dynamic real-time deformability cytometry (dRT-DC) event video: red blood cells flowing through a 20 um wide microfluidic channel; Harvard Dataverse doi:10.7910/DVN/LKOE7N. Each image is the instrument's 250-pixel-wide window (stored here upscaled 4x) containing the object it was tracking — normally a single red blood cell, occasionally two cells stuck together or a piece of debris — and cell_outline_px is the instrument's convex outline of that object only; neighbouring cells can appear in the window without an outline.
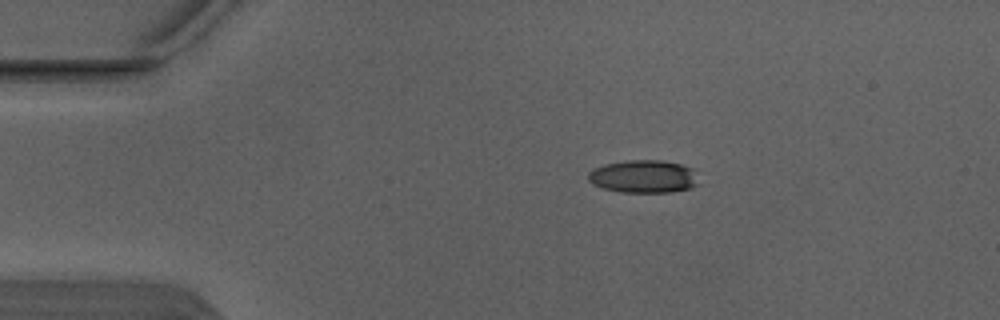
{"species": "Egyptian fruit bat (a non-hibernating species)", "species_latin": "Rousettus aegyptiacus", "temperature_condition": "warm", "stored_images_in_passage": 3, "camera_frame_rate_fps": 3000, "um_per_image_px": 0.085, "animal": {"sex": "male"}, "frame": {"image": 1, "passage_image": 3, "time_ms": 0.667, "image_size_px": [1000, 320], "cell_outline_px": [[696, 184], [692, 188], [672, 192], [620, 192], [600, 188], [588, 180], [588, 172], [592, 168], [604, 164], [628, 160], [664, 160], [680, 164], [692, 168]], "centroid_in_image_um": [54.64, 15.0], "position_along_channel_um": 30.4, "area_um2": 21.15}}